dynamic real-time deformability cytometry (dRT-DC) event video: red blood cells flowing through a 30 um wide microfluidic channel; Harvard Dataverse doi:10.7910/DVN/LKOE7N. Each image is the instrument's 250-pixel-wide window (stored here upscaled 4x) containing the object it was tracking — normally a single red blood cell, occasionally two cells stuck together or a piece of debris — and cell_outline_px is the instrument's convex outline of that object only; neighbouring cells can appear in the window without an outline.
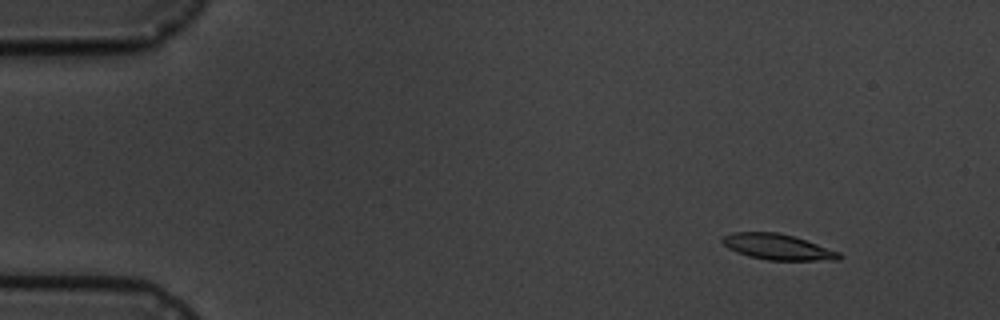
{"species": "common noctule bat (a hibernating species)", "species_latin": "Nyctalus noctula", "temperature_condition": "cold", "stored_images_in_passage": 5, "camera_frame_rate_fps": 3000, "um_per_image_px": 0.085, "animal": {"sex": "male", "body_mass_g": 19.5, "forearm_length_mm": 54.6}, "frame": {"image": 1, "passage_image": 2, "time_ms": 1.333, "image_size_px": [1000, 320], "cell_outline_px": [[844, 256], [840, 260], [768, 260], [748, 256], [736, 252], [728, 248], [720, 240], [720, 236], [732, 232], [776, 232], [792, 236], [840, 252]], "centroid_in_image_um": [66.06, 20.99], "position_along_channel_um": 18.9, "area_um2": 17.51}}
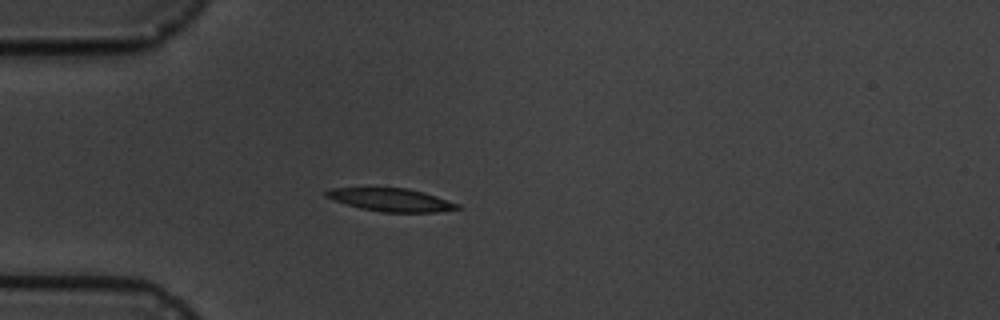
{"frame": {"image": 2, "passage_image": 5, "time_ms": 4.667, "image_size_px": [1000, 320], "cell_outline_px": [[464, 208], [436, 212], [380, 212], [360, 208], [324, 196], [324, 192], [328, 188], [404, 188], [436, 196], [460, 204]], "centroid_in_image_um": [33.26, 16.99], "position_along_channel_um": 51.7, "area_um2": 17.4}}